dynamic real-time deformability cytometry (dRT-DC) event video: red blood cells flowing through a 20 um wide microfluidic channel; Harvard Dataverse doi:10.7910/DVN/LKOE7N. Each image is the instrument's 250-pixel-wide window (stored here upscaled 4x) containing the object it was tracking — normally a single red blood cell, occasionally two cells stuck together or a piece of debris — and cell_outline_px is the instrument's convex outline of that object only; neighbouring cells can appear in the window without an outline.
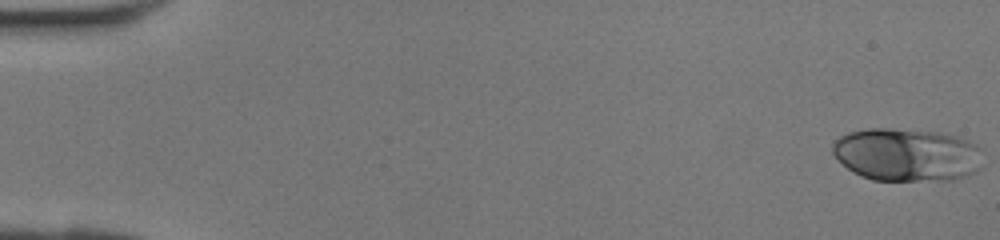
{"species": "human", "species_latin": "Homo sapiens", "temperature_condition": "room temperature", "stored_images_in_passage": 41, "camera_frame_rate_fps": 3000, "um_per_image_px": 0.085, "donor": {"sex": "female"}, "frame": {"image": 1, "passage_image": 1, "time_ms": 0.0, "image_size_px": [1000, 240], "cell_outline_px": [[980, 168], [976, 172], [968, 176], [956, 180], [872, 180], [860, 176], [852, 172], [832, 152], [832, 144], [840, 136], [848, 132], [868, 128], [892, 128], [940, 132], [960, 136], [976, 144], [980, 148]], "centroid_in_image_um": [77.1, 13.14], "position_along_channel_um": 7.9, "area_um2": 46.88}}
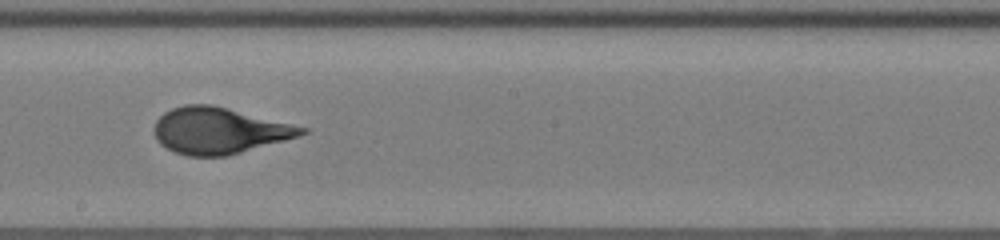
{"frame": {"image": 2, "passage_image": 24, "time_ms": 7.667, "image_size_px": [1000, 240], "cell_outline_px": [[308, 132], [300, 136], [228, 156], [188, 156], [176, 152], [160, 144], [156, 140], [152, 128], [156, 120], [164, 112], [172, 108], [184, 104], [212, 104], [308, 128]], "centroid_in_image_um": [18.6, 11.1], "position_along_channel_um": 229.6, "area_um2": 39.88}}
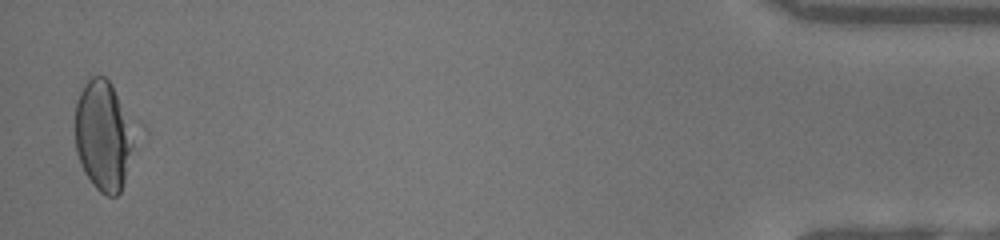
{"frame": {"image": 3, "passage_image": 41, "time_ms": 13.333, "image_size_px": [1000, 240], "cell_outline_px": [[132, 148], [124, 180], [120, 192], [116, 196], [108, 196], [100, 192], [92, 184], [84, 172], [80, 164], [76, 152], [76, 100], [84, 84], [92, 76], [104, 76], [112, 84], [132, 128]], "centroid_in_image_um": [8.73, 11.54], "position_along_channel_um": 426.5, "area_um2": 37.11}}